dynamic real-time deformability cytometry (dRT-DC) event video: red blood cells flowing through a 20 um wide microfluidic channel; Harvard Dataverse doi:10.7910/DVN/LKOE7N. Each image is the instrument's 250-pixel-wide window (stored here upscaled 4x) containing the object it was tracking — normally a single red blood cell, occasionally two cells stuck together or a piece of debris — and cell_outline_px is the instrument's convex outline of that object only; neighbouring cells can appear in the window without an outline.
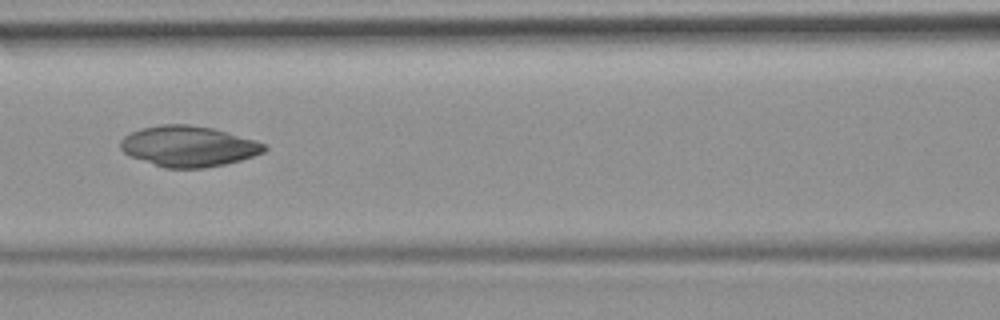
{"species": "common noctule bat (a hibernating species)", "species_latin": "Nyctalus noctula", "temperature_condition": "room temperature", "stored_images_in_passage": 41, "camera_frame_rate_fps": 3000, "um_per_image_px": 0.085, "animal": {"sex": "female", "body_mass_g": 19.9}, "frame": {"image": 1, "passage_image": 12, "time_ms": 3.667, "image_size_px": [1000, 320], "cell_outline_px": [[268, 148], [264, 152], [240, 160], [224, 164], [204, 168], [164, 168], [132, 156], [124, 152], [120, 148], [120, 140], [124, 136], [140, 128], [160, 124], [188, 124], [212, 128], [228, 132], [256, 140], [268, 144]], "centroid_in_image_um": [16.04, 12.42], "position_along_channel_um": 150.6, "area_um2": 34.1}}